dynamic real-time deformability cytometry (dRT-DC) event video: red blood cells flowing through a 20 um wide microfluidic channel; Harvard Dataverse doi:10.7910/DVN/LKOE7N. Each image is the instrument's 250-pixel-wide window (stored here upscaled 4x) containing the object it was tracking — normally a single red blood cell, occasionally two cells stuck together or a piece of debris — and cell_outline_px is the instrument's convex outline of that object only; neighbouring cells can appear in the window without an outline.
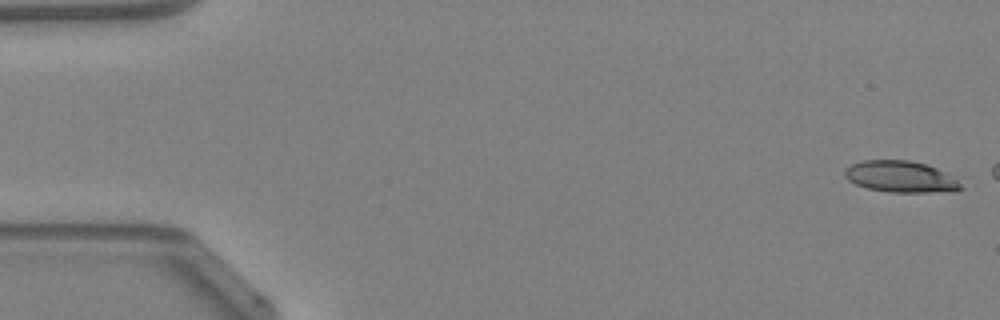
{"species": "Egyptian fruit bat (a non-hibernating species)", "species_latin": "Rousettus aegyptiacus", "temperature_condition": "warm", "stored_images_in_passage": 15, "camera_frame_rate_fps": 3000, "um_per_image_px": 0.085, "animal": {"sex": "female"}, "frame": {"image": 1, "passage_image": 1, "time_ms": 0.0, "image_size_px": [1000, 320], "cell_outline_px": [[964, 188], [956, 192], [888, 192], [868, 188], [856, 184], [848, 180], [844, 176], [844, 168], [852, 164], [864, 160], [908, 160], [928, 164], [944, 172], [956, 180]], "centroid_in_image_um": [76.55, 15.02], "position_along_channel_um": 8.4, "area_um2": 21.33}}
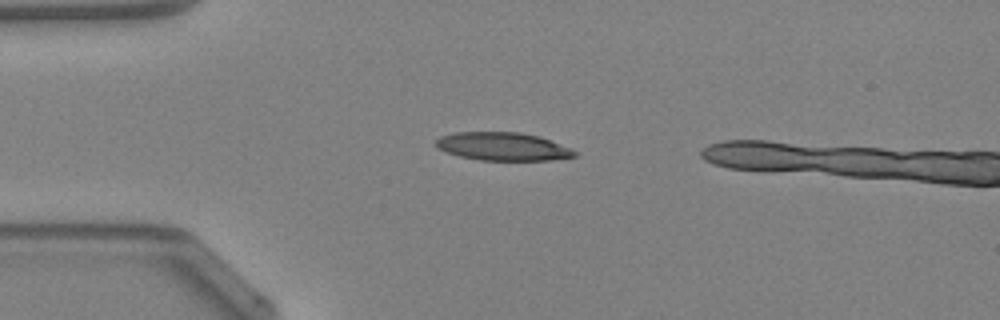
{"frame": {"image": 2, "passage_image": 12, "time_ms": 3.667, "image_size_px": [1000, 320], "cell_outline_px": [[576, 156], [552, 160], [480, 160], [460, 156], [444, 152], [436, 148], [432, 144], [440, 136], [452, 132], [520, 132], [540, 136], [572, 148], [576, 152]], "centroid_in_image_um": [42.69, 12.44], "position_along_channel_um": 42.3, "area_um2": 23.06}}